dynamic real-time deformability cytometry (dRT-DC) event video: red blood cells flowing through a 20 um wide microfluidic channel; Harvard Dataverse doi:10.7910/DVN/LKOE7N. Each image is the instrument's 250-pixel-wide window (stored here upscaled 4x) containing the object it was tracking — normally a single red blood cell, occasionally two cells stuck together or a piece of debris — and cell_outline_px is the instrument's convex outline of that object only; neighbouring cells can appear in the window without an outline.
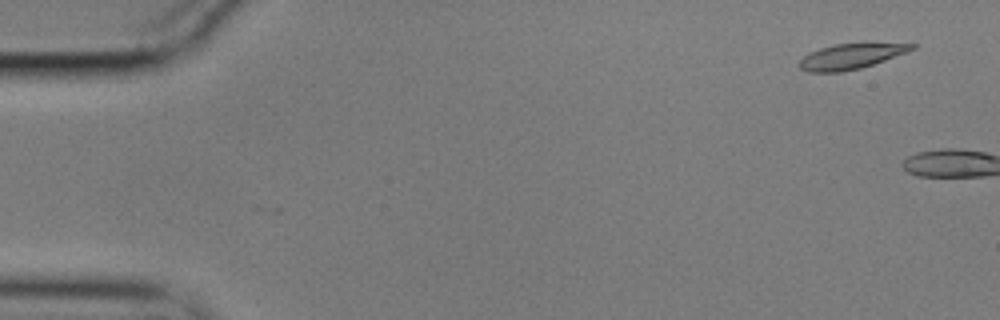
{"species": "common noctule bat (a hibernating species)", "species_latin": "Nyctalus noctula", "temperature_condition": "cold", "stored_images_in_passage": 3, "camera_frame_rate_fps": 3000, "um_per_image_px": 0.085, "animal": {"sex": "male", "body_mass_g": 17.9}, "frame": {"image": 1, "passage_image": 1, "time_ms": 0.0, "image_size_px": [1000, 320], "cell_outline_px": [[916, 48], [884, 60], [860, 68], [840, 72], [808, 72], [800, 68], [800, 60], [808, 52], [820, 48], [836, 44], [916, 44]], "centroid_in_image_um": [72.25, 4.8], "position_along_channel_um": 12.7, "area_um2": 16.07}}